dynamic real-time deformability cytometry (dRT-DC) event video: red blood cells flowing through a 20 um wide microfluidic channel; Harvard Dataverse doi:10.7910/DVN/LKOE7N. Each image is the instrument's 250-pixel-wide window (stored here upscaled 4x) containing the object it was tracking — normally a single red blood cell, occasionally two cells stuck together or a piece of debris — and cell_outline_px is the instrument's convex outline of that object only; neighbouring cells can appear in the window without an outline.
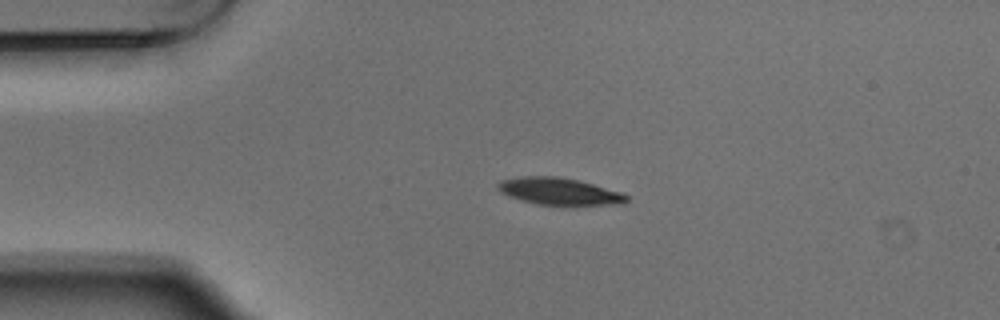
{"species": "Egyptian fruit bat (a non-hibernating species)", "species_latin": "Rousettus aegyptiacus", "temperature_condition": "warm", "stored_images_in_passage": 3, "camera_frame_rate_fps": 3000, "um_per_image_px": 0.085, "animal": {"sex": "male"}, "frame": {"image": 1, "passage_image": 2, "time_ms": 0.333, "image_size_px": [1000, 320], "cell_outline_px": [[628, 200], [624, 204], [536, 204], [500, 192], [496, 188], [496, 184], [500, 180], [524, 176], [556, 176], [576, 180], [592, 184], [620, 192], [628, 196]], "centroid_in_image_um": [47.5, 16.25], "position_along_channel_um": 37.5, "area_um2": 19.71}}